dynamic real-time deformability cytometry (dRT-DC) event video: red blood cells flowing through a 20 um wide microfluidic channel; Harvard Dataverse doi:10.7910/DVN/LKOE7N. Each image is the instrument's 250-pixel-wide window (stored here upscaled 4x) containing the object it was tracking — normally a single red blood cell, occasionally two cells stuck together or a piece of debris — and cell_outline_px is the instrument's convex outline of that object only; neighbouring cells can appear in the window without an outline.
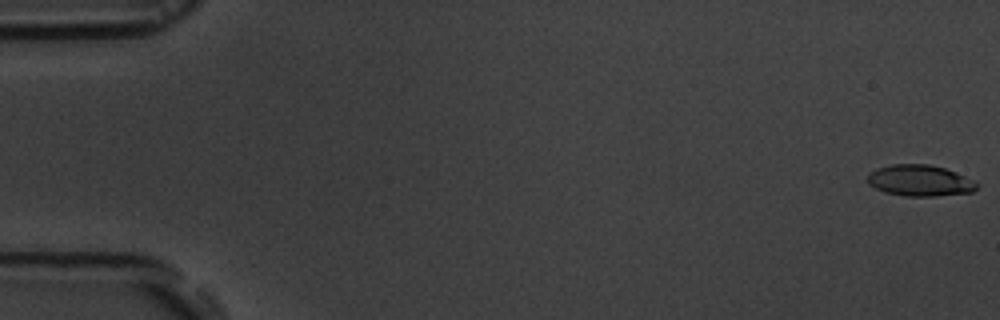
{"species": "common noctule bat (a hibernating species)", "species_latin": "Nyctalus noctula", "temperature_condition": "room temperature", "stored_images_in_passage": 56, "camera_frame_rate_fps": 3000, "um_per_image_px": 0.085, "animal": {"sex": "male", "body_mass_g": 19.5, "forearm_length_mm": 54.6}, "frame": {"image": 1, "passage_image": 1, "time_ms": 0.0, "image_size_px": [1000, 320], "cell_outline_px": [[980, 184], [972, 192], [936, 196], [904, 196], [884, 192], [868, 184], [868, 172], [876, 168], [892, 164], [928, 164], [944, 168], [956, 172], [976, 180]], "centroid_in_image_um": [78.2, 15.34], "position_along_channel_um": 6.8, "area_um2": 20.11}}
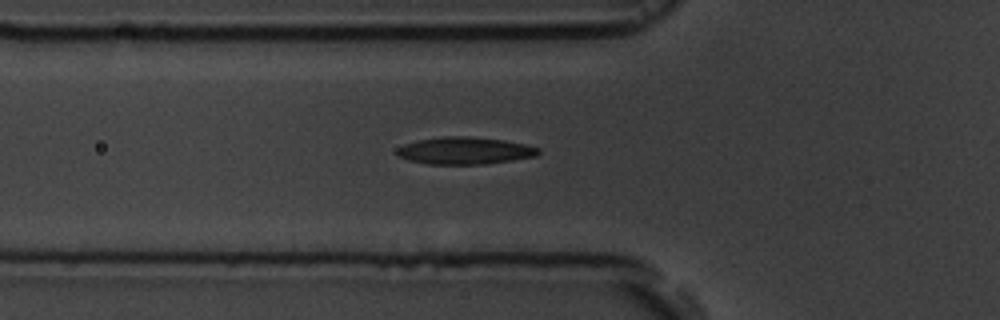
{"frame": {"image": 2, "passage_image": 20, "time_ms": 6.333, "image_size_px": [1000, 320], "cell_outline_px": [[540, 152], [536, 156], [512, 160], [484, 164], [428, 164], [408, 160], [396, 156], [396, 148], [404, 144], [420, 140], [444, 136], [464, 136], [504, 140], [524, 144], [540, 148]], "centroid_in_image_um": [39.48, 12.81], "position_along_channel_um": 86.3, "area_um2": 22.37}}
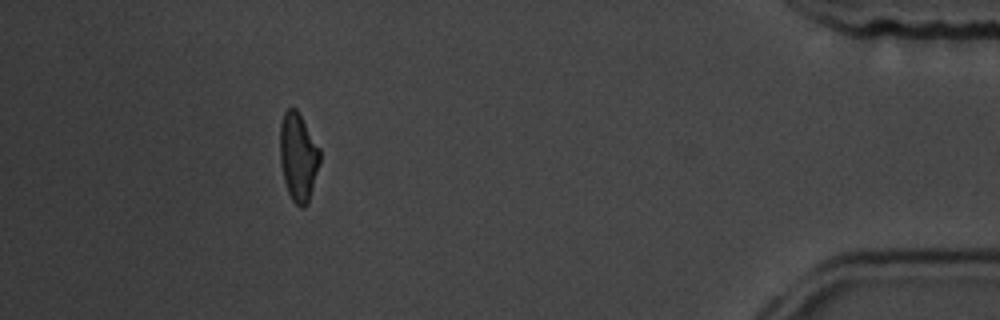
{"frame": {"image": 3, "passage_image": 51, "time_ms": 16.667, "image_size_px": [1000, 320], "cell_outline_px": [[320, 160], [308, 204], [304, 208], [300, 208], [292, 200], [288, 192], [284, 180], [280, 164], [280, 124], [284, 112], [288, 108], [296, 108], [320, 148]], "centroid_in_image_um": [25.34, 13.35], "position_along_channel_um": 409.9, "area_um2": 20.52}, "authors_computed_cell_mechanics": {"area_um2": 21.2126, "velocity_mm_per_s": 3.6752, "shape_relaxation_time_tau1_ms": 4.5888, "shape_relaxation_time_tau2_ms": 2.5715, "deformation_change_tau1": 0.1588, "deformation_change_tau2": 0.1034}}